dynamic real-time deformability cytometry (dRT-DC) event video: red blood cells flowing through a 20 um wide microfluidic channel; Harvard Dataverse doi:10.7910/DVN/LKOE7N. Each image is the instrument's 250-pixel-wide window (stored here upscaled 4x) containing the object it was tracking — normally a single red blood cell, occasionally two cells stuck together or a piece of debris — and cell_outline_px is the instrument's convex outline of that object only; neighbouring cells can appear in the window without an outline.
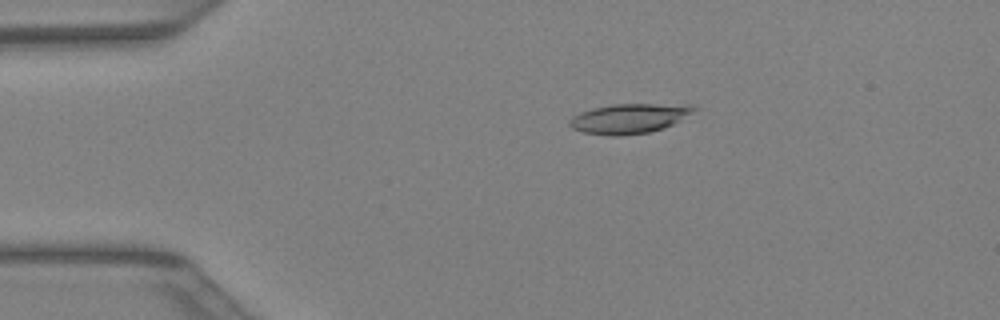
{"species": "Egyptian fruit bat (a non-hibernating species)", "species_latin": "Rousettus aegyptiacus", "temperature_condition": "warm", "stored_images_in_passage": 41, "camera_frame_rate_fps": 3000, "um_per_image_px": 0.085, "animal": {"sex": "female"}, "frame": {"image": 1, "passage_image": 8, "time_ms": 2.333, "image_size_px": [1000, 320], "cell_outline_px": [[700, 108], [680, 120], [664, 128], [648, 132], [620, 136], [612, 136], [584, 132], [572, 128], [568, 124], [568, 120], [572, 116], [580, 112], [592, 108], [612, 104], [688, 104]], "centroid_in_image_um": [53.48, 10.06], "position_along_channel_um": 31.5, "area_um2": 21.68}}
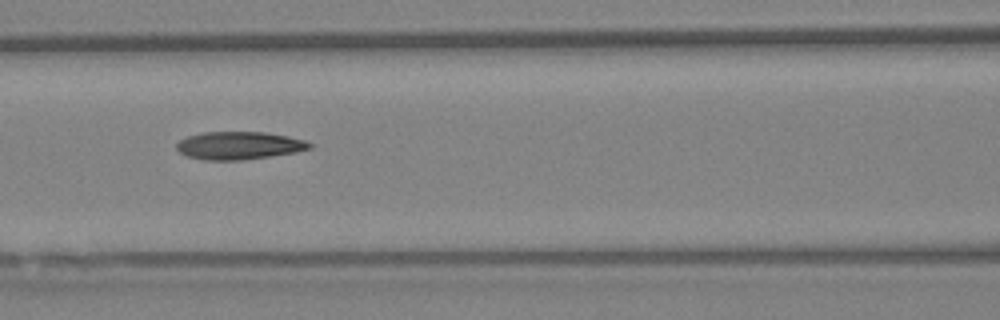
{"frame": {"image": 2, "passage_image": 18, "time_ms": 5.667, "image_size_px": [1000, 320], "cell_outline_px": [[312, 148], [296, 152], [240, 160], [204, 160], [188, 156], [180, 152], [176, 148], [176, 144], [180, 140], [188, 136], [200, 132], [264, 132], [288, 136], [304, 140], [312, 144]], "centroid_in_image_um": [20.31, 12.36], "position_along_channel_um": 146.3, "area_um2": 21.44}}
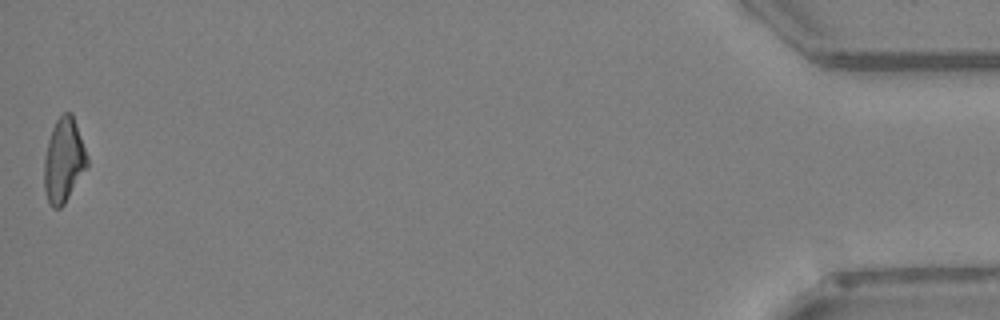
{"frame": {"image": 3, "passage_image": 41, "time_ms": 13.333, "image_size_px": [1000, 320], "cell_outline_px": [[88, 168], [64, 204], [60, 208], [52, 208], [48, 204], [44, 188], [44, 156], [48, 140], [52, 128], [56, 120], [64, 112], [72, 112], [88, 156]], "centroid_in_image_um": [5.42, 13.65], "position_along_channel_um": 429.8, "area_um2": 21.44}}